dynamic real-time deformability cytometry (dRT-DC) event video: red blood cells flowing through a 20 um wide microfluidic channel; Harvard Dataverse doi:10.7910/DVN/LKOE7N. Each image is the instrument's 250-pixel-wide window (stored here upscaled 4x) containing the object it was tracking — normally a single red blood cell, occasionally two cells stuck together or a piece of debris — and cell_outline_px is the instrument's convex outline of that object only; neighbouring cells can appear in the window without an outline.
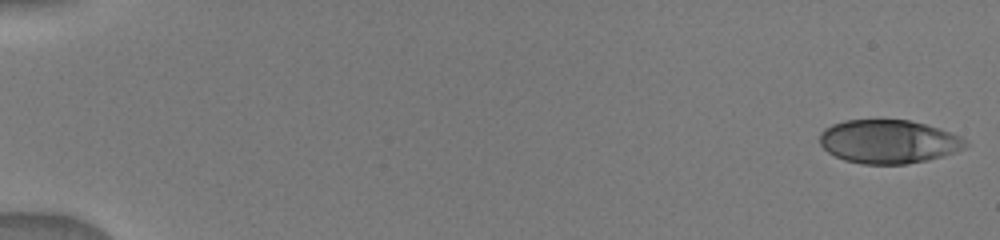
{"species": "human", "species_latin": "Homo sapiens", "temperature_condition": "warm", "stored_images_in_passage": 12, "camera_frame_rate_fps": 3000, "um_per_image_px": 0.085, "donor": {"sex": "male"}, "frame": {"image": 1, "passage_image": 1, "time_ms": 0.0, "image_size_px": [1000, 240], "cell_outline_px": [[968, 144], [964, 148], [956, 152], [928, 160], [908, 164], [860, 164], [844, 160], [828, 152], [820, 144], [820, 132], [824, 128], [832, 124], [844, 120], [908, 120], [940, 128], [960, 136], [968, 140]], "centroid_in_image_um": [75.53, 12.04], "position_along_channel_um": 9.5, "area_um2": 37.22}}
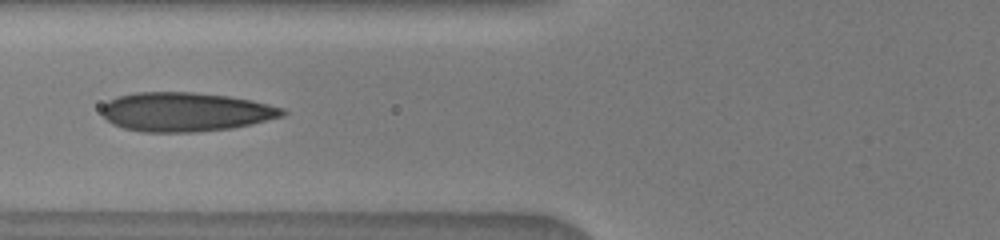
{"frame": {"image": 2, "passage_image": 7, "time_ms": 6.667, "image_size_px": [1000, 240], "cell_outline_px": [[288, 112], [284, 116], [252, 124], [232, 128], [196, 132], [144, 132], [124, 128], [112, 124], [100, 112], [100, 108], [108, 100], [116, 96], [136, 92], [196, 92], [228, 96], [252, 100], [284, 108]], "centroid_in_image_um": [15.76, 9.51], "position_along_channel_um": 110.0, "area_um2": 41.5}}
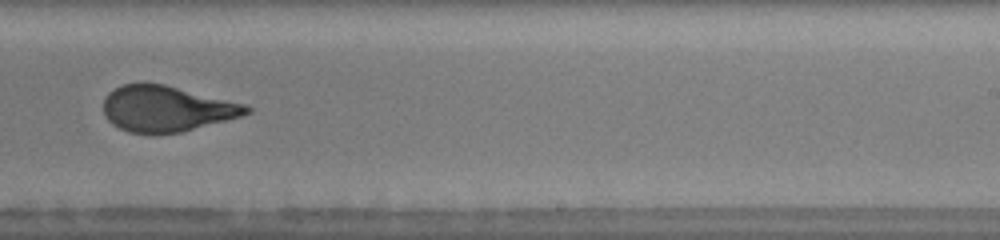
{"frame": {"image": 3, "passage_image": 11, "time_ms": 10.667, "image_size_px": [1000, 240], "cell_outline_px": [[252, 112], [240, 116], [180, 132], [152, 136], [128, 132], [112, 124], [104, 116], [104, 96], [108, 92], [120, 84], [140, 80], [164, 84], [248, 104], [252, 108]], "centroid_in_image_um": [14.1, 9.22], "position_along_channel_um": 274.9, "area_um2": 39.19}}